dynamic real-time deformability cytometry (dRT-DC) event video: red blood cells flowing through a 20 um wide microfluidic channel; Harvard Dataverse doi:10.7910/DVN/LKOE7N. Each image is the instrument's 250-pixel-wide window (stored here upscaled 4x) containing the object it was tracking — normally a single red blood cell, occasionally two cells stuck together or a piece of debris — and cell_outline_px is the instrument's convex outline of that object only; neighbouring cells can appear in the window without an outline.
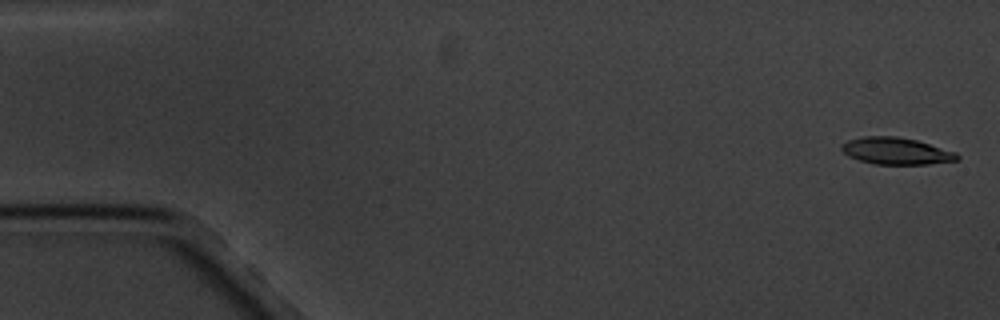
{"species": "common noctule bat (a hibernating species)", "species_latin": "Nyctalus noctula", "temperature_condition": "cold", "stored_images_in_passage": 5, "camera_frame_rate_fps": 3000, "um_per_image_px": 0.085, "animal": {"sex": "male", "body_mass_g": 20.1, "forearm_length_mm": 53.5}, "frame": {"image": 1, "passage_image": 1, "time_ms": 0.0, "image_size_px": [1000, 320], "cell_outline_px": [[960, 160], [928, 164], [876, 164], [860, 160], [848, 156], [840, 148], [840, 144], [848, 140], [864, 136], [896, 136], [916, 140], [956, 152], [960, 156]], "centroid_in_image_um": [76.17, 12.83], "position_along_channel_um": 8.8, "area_um2": 18.09}}
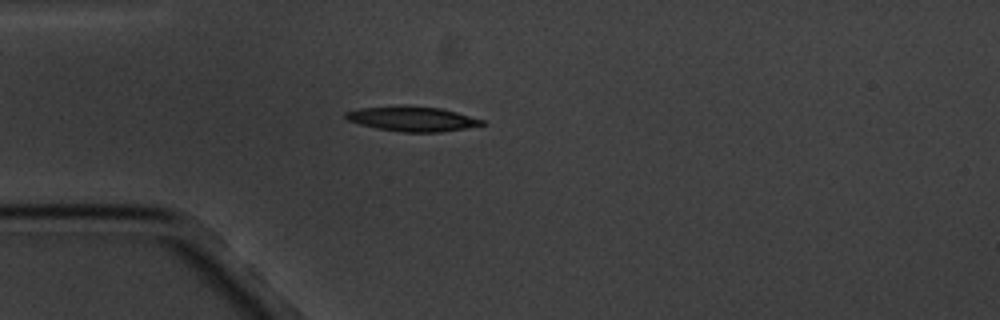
{"frame": {"image": 2, "passage_image": 5, "time_ms": 4.667, "image_size_px": [1000, 320], "cell_outline_px": [[488, 124], [468, 128], [440, 132], [404, 132], [376, 128], [360, 124], [348, 120], [344, 116], [344, 112], [360, 108], [404, 104], [440, 108], [456, 112], [484, 120]], "centroid_in_image_um": [35.05, 10.09], "position_along_channel_um": 49.9, "area_um2": 20.0}}